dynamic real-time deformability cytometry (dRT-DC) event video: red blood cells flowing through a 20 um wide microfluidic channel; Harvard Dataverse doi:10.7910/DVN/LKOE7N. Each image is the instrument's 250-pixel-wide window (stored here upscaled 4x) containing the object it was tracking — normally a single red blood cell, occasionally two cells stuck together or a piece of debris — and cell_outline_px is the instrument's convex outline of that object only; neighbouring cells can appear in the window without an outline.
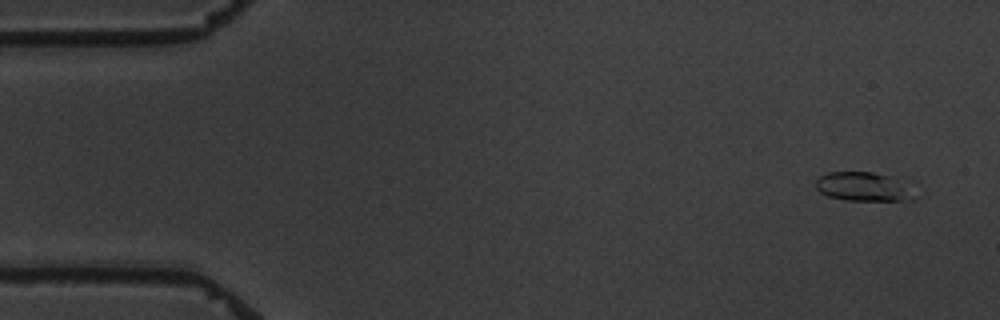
{"species": "common noctule bat (a hibernating species)", "species_latin": "Nyctalus noctula", "temperature_condition": "warm", "stored_images_in_passage": 4, "camera_frame_rate_fps": 3000, "um_per_image_px": 0.085, "animal": {"sex": "male", "body_mass_g": 19.5, "forearm_length_mm": 54.6}, "frame": {"image": 1, "passage_image": 1, "time_ms": 0.0, "image_size_px": [1000, 320], "cell_outline_px": [[908, 196], [900, 200], [848, 200], [828, 196], [820, 192], [816, 188], [816, 180], [820, 176], [828, 172], [872, 172], [888, 176]], "centroid_in_image_um": [73.04, 15.85], "position_along_channel_um": 12.0, "area_um2": 15.03}}
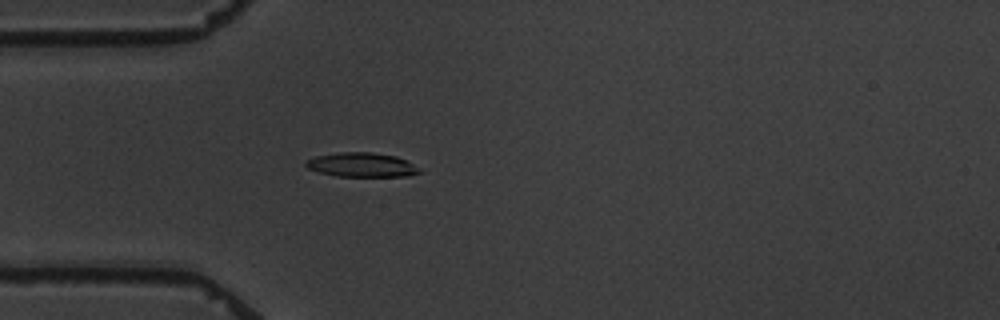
{"frame": {"image": 2, "passage_image": 4, "time_ms": 4.333, "image_size_px": [1000, 320], "cell_outline_px": [[424, 172], [408, 176], [336, 176], [320, 172], [308, 168], [304, 164], [308, 160], [316, 156], [340, 152], [372, 152], [396, 156], [412, 164]], "centroid_in_image_um": [30.76, 14.01], "position_along_channel_um": 54.2, "area_um2": 15.9}}